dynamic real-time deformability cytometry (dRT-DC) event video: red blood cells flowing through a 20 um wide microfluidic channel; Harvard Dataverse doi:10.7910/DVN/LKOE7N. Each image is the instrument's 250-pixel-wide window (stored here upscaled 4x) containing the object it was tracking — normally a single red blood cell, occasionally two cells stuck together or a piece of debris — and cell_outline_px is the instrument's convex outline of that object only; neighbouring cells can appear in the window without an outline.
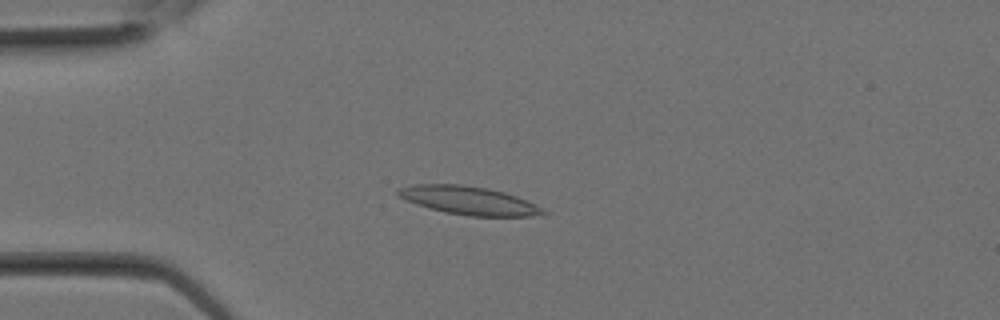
{"species": "Egyptian fruit bat (a non-hibernating species)", "species_latin": "Rousettus aegyptiacus", "temperature_condition": "room temperature", "stored_images_in_passage": 9, "camera_frame_rate_fps": 3000, "um_per_image_px": 0.085, "animal": {"sex": "female"}, "frame": {"image": 1, "passage_image": 6, "time_ms": 1.667, "image_size_px": [1000, 320], "cell_outline_px": [[548, 212], [532, 216], [468, 216], [444, 212], [428, 208], [416, 204], [400, 196], [396, 192], [396, 188], [416, 184], [460, 184], [488, 188], [504, 192], [516, 196], [536, 204], [544, 208]], "centroid_in_image_um": [39.85, 17.04], "position_along_channel_um": 45.1, "area_um2": 23.93}}
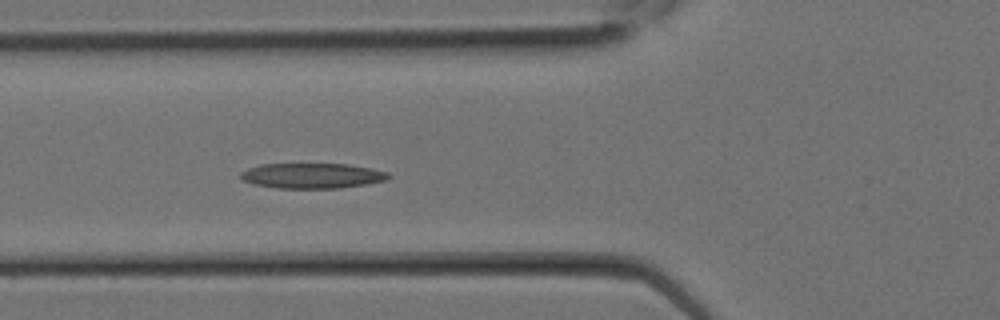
{"frame": {"image": 2, "passage_image": 9, "time_ms": 2.667, "image_size_px": [1000, 320], "cell_outline_px": [[392, 176], [388, 180], [368, 184], [340, 188], [276, 188], [252, 184], [244, 180], [240, 176], [240, 172], [248, 168], [260, 164], [348, 164], [372, 168], [388, 172]], "centroid_in_image_um": [26.57, 14.94], "position_along_channel_um": 99.2, "area_um2": 21.96}}